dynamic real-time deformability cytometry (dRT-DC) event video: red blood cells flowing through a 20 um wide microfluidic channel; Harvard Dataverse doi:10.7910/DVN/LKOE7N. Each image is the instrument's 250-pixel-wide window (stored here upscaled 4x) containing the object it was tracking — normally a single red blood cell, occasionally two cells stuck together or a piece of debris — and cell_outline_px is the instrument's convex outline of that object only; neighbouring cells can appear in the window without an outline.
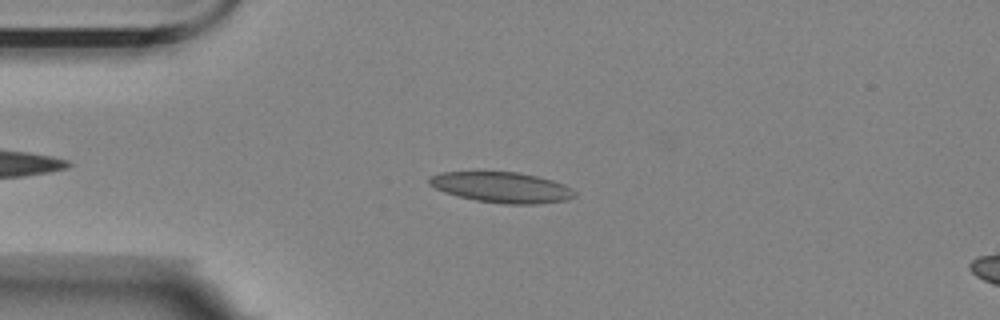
{"species": "Egyptian fruit bat (a non-hibernating species)", "species_latin": "Rousettus aegyptiacus", "temperature_condition": "room temperature", "stored_images_in_passage": 45, "camera_frame_rate_fps": 3000, "um_per_image_px": 0.085, "animal": {"sex": "female"}, "frame": {"image": 1, "passage_image": 9, "time_ms": 2.667, "image_size_px": [1000, 320], "cell_outline_px": [[576, 196], [568, 200], [536, 204], [504, 204], [476, 200], [444, 192], [428, 184], [428, 180], [432, 176], [440, 172], [520, 172], [552, 180], [564, 184], [572, 188], [576, 192]], "centroid_in_image_um": [42.69, 15.93], "position_along_channel_um": 42.3, "area_um2": 25.89}}
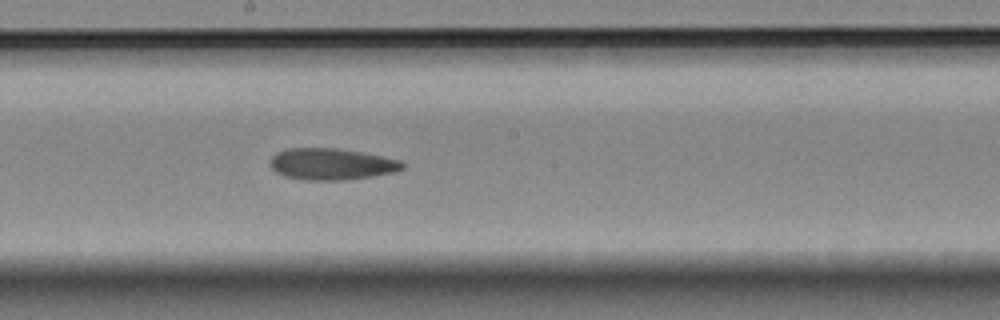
{"frame": {"image": 2, "passage_image": 26, "time_ms": 8.333, "image_size_px": [1000, 320], "cell_outline_px": [[404, 168], [396, 172], [348, 180], [304, 180], [284, 176], [276, 172], [268, 164], [268, 160], [276, 152], [288, 148], [336, 148], [360, 152], [400, 160], [404, 164]], "centroid_in_image_um": [28.13, 13.95], "position_along_channel_um": 220.1, "area_um2": 24.45}}
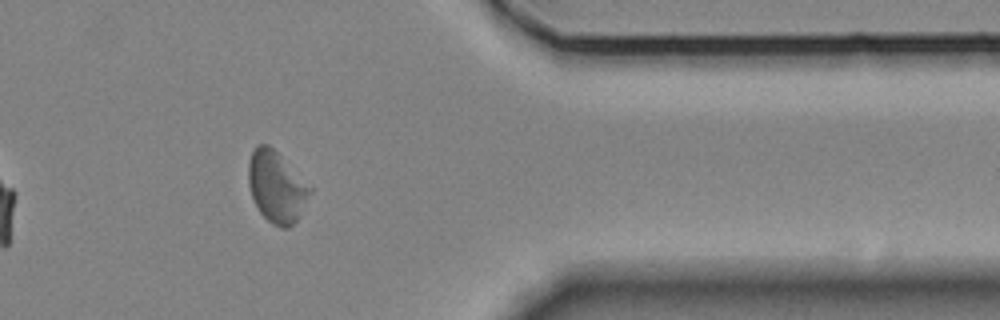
{"frame": {"image": 3, "passage_image": 42, "time_ms": 13.667, "image_size_px": [1000, 320], "cell_outline_px": [[312, 192], [300, 216], [288, 228], [280, 228], [272, 224], [260, 212], [252, 196], [248, 184], [248, 164], [252, 152], [256, 144], [268, 144], [312, 188]], "centroid_in_image_um": [23.5, 15.9], "position_along_channel_um": 387.9, "area_um2": 25.26}}